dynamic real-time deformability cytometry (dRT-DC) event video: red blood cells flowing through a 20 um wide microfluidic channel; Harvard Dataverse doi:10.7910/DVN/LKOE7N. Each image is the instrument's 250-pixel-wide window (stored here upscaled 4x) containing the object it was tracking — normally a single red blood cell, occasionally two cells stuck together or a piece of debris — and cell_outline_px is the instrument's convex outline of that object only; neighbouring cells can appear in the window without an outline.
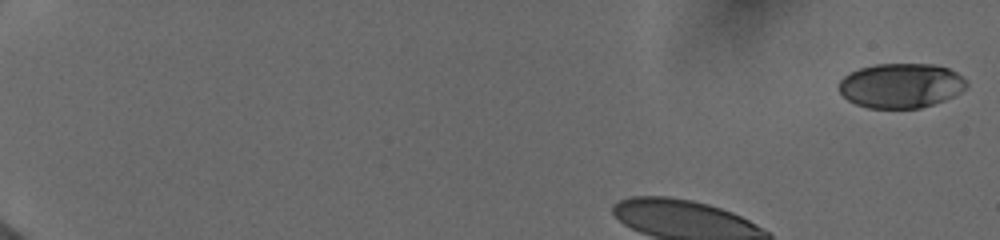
{"species": "human", "species_latin": "Homo sapiens", "temperature_condition": "cold", "stored_images_in_passage": 14, "camera_frame_rate_fps": 3000, "um_per_image_px": 0.085, "donor": {"sex": "female"}, "frame": {"image": 1, "passage_image": 1, "time_ms": 0.0, "image_size_px": [1000, 240], "cell_outline_px": [[968, 84], [960, 92], [944, 100], [920, 108], [868, 108], [856, 104], [848, 100], [840, 92], [840, 80], [844, 76], [860, 68], [876, 64], [936, 64], [948, 68], [956, 72], [968, 80]], "centroid_in_image_um": [76.6, 7.27], "position_along_channel_um": 8.4, "area_um2": 33.12}}
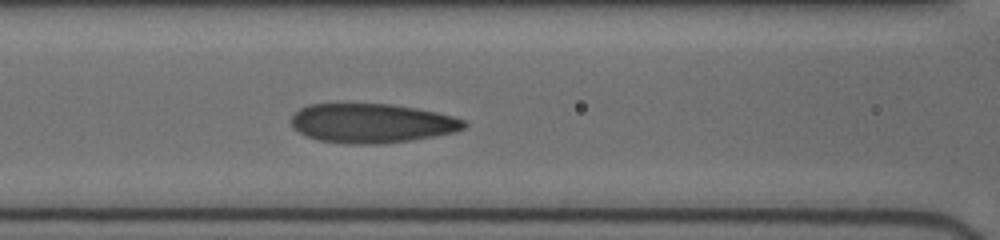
{"frame": {"image": 2, "passage_image": 12, "time_ms": 6.0, "image_size_px": [1000, 240], "cell_outline_px": [[468, 124], [464, 128], [456, 132], [436, 136], [384, 144], [352, 144], [320, 140], [308, 136], [300, 132], [292, 124], [292, 116], [300, 108], [308, 104], [392, 104], [416, 108], [436, 112], [452, 116], [464, 120]], "centroid_in_image_um": [31.65, 10.47], "position_along_channel_um": 134.9, "area_um2": 39.42}}
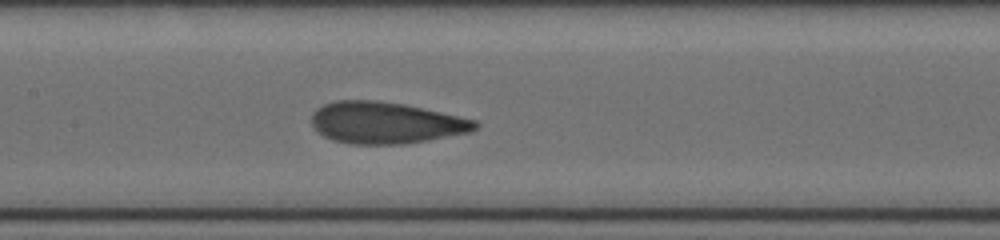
{"frame": {"image": 3, "passage_image": 14, "time_ms": 7.0, "image_size_px": [1000, 240], "cell_outline_px": [[480, 124], [476, 128], [468, 132], [428, 140], [404, 144], [348, 144], [332, 140], [324, 136], [312, 124], [312, 112], [316, 108], [324, 104], [336, 100], [376, 100], [404, 104], [476, 120]], "centroid_in_image_um": [32.75, 10.43], "position_along_channel_um": 174.6, "area_um2": 39.54}}